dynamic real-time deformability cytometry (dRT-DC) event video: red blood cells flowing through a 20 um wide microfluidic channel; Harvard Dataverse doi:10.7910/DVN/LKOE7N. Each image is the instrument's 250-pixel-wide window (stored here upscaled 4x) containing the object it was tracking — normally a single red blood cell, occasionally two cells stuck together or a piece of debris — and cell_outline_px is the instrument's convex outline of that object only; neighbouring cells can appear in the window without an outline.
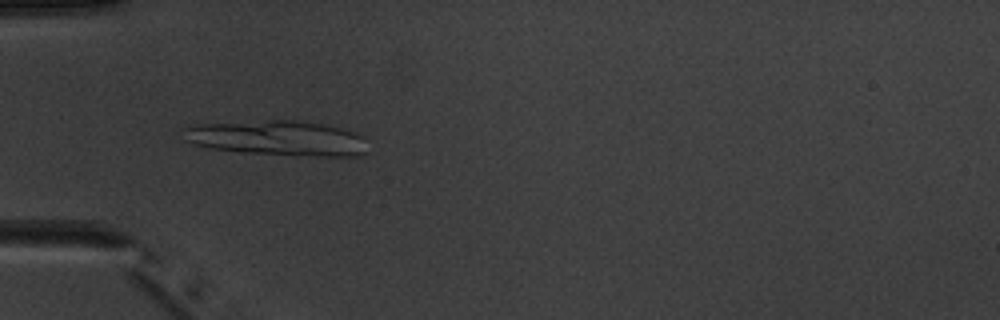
{"species": "common noctule bat (a hibernating species)", "species_latin": "Nyctalus noctula", "temperature_condition": "warm", "stored_images_in_passage": 5, "camera_frame_rate_fps": 3000, "um_per_image_px": 0.085, "animal": {"sex": "male", "body_mass_g": 20.1, "forearm_length_mm": 53.5}, "frame": {"image": 1, "passage_image": 4, "time_ms": 3.667, "image_size_px": [1000, 320], "cell_outline_px": [[364, 152], [360, 156], [296, 156], [240, 152], [212, 148], [196, 144], [184, 140], [180, 128], [196, 124], [268, 120], [296, 120], [324, 124], [356, 132], [364, 136]], "centroid_in_image_um": [23.55, 11.74], "position_along_channel_um": 61.4, "area_um2": 37.97}}